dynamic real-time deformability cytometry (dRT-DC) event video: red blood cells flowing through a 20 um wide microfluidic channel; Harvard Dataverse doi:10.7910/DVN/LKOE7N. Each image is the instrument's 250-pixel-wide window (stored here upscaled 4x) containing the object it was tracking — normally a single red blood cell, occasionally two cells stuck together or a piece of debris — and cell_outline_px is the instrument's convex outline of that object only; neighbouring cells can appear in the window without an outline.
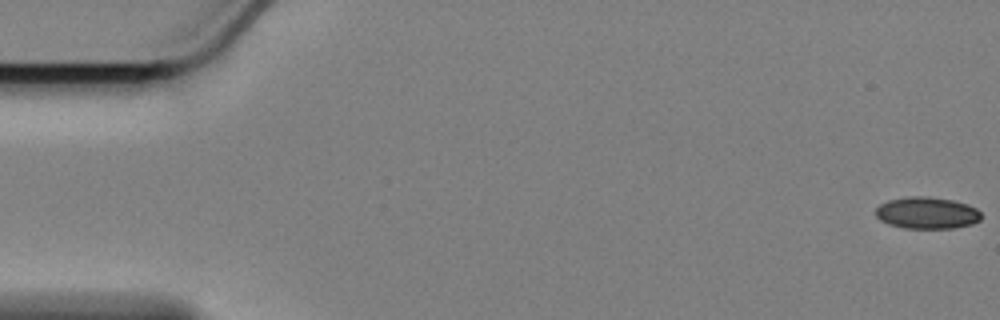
{"species": "Egyptian fruit bat (a non-hibernating species)", "species_latin": "Rousettus aegyptiacus", "temperature_condition": "cold", "stored_images_in_passage": 59, "camera_frame_rate_fps": 3000, "um_per_image_px": 0.085, "animal": {"sex": "female"}, "frame": {"image": 1, "passage_image": 1, "time_ms": 0.0, "image_size_px": [1000, 320], "cell_outline_px": [[980, 220], [972, 224], [952, 228], [904, 228], [888, 224], [880, 220], [876, 216], [876, 208], [880, 204], [888, 200], [908, 196], [928, 196], [952, 200], [968, 204], [976, 208], [980, 212]], "centroid_in_image_um": [78.77, 18.09], "position_along_channel_um": 6.2, "area_um2": 19.59}}
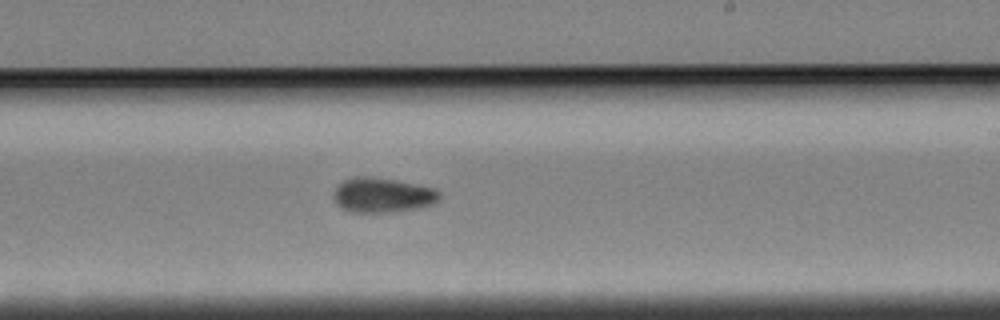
{"frame": {"image": 2, "passage_image": 35, "time_ms": 11.333, "image_size_px": [1000, 320], "cell_outline_px": [[440, 200], [432, 204], [416, 208], [388, 212], [348, 212], [340, 208], [336, 204], [332, 196], [336, 188], [344, 180], [352, 176], [368, 176], [396, 180], [436, 188], [440, 192]], "centroid_in_image_um": [32.49, 16.58], "position_along_channel_um": 256.5, "area_um2": 21.62}}
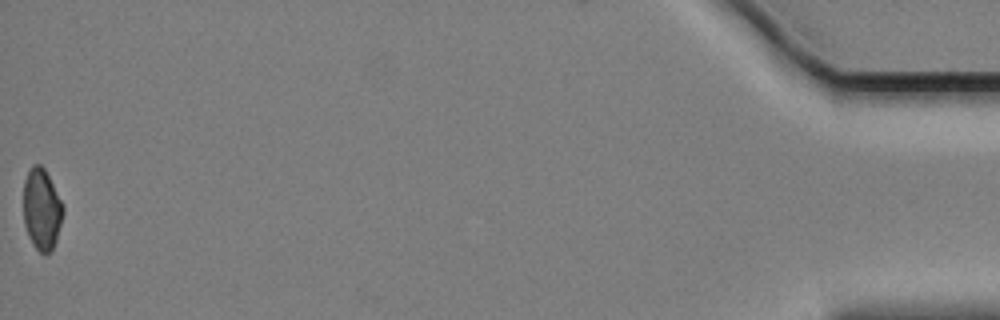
{"frame": {"image": 3, "passage_image": 59, "time_ms": 19.333, "image_size_px": [1000, 320], "cell_outline_px": [[64, 212], [56, 240], [52, 252], [44, 256], [36, 248], [28, 236], [24, 224], [24, 180], [32, 164], [40, 164], [44, 168], [64, 208]], "centroid_in_image_um": [3.54, 17.83], "position_along_channel_um": 431.7, "area_um2": 18.67}, "authors_computed_cell_mechanics": {"area_um2": 20.3456, "velocity_mm_per_s": 3.4123, "shape_relaxation_time_tau1_ms": 4.5146, "shape_relaxation_time_tau2_ms": null, "deformation_change_tau1": 0.0989, "deformation_change_tau2": null}}